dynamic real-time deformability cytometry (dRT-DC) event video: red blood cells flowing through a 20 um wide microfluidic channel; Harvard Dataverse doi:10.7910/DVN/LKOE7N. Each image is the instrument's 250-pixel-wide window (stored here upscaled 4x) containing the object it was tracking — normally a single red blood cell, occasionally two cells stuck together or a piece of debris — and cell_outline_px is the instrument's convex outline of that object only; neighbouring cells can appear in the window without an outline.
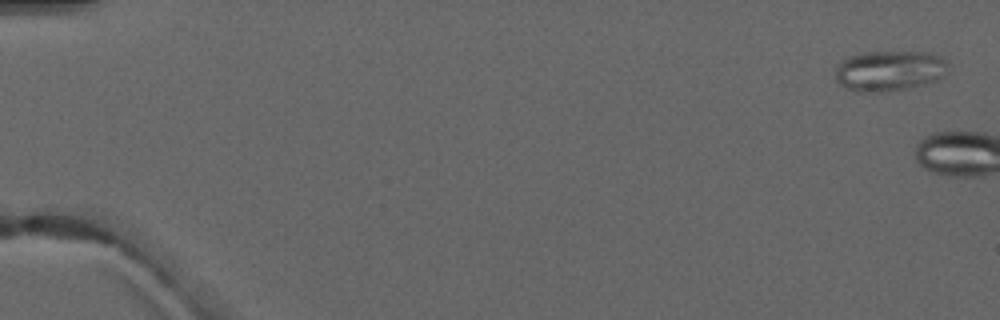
{"species": "common noctule bat (a hibernating species)", "species_latin": "Nyctalus noctula", "temperature_condition": "warm", "stored_images_in_passage": 4, "camera_frame_rate_fps": 3000, "um_per_image_px": 0.085, "animal": {"sex": "male", "forearm_length_mm": 52.5}, "frame": {"image": 1, "passage_image": 4, "time_ms": 4.667, "image_size_px": [1000, 320], "cell_outline_px": [[948, 64], [944, 76], [936, 80], [904, 88], [880, 92], [856, 92], [840, 84], [836, 80], [836, 64], [848, 56], [864, 52], [932, 52], [940, 56]], "centroid_in_image_um": [75.56, 5.99], "position_along_channel_um": 9.4, "area_um2": 26.47}}